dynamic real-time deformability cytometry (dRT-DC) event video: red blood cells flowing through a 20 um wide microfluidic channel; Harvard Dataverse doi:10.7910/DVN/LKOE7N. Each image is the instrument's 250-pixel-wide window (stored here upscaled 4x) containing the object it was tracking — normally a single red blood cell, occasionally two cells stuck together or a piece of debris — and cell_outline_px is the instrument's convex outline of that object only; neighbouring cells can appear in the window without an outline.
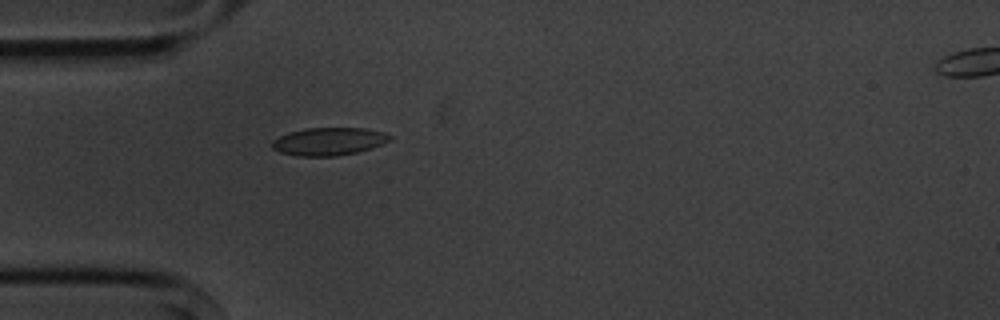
{"species": "common noctule bat (a hibernating species)", "species_latin": "Nyctalus noctula", "temperature_condition": "cold", "stored_images_in_passage": 3, "camera_frame_rate_fps": 3000, "um_per_image_px": 0.085, "animal": {"sex": "male", "body_mass_g": 20.1, "forearm_length_mm": 53.5}, "frame": {"image": 1, "passage_image": 3, "time_ms": 2.333, "image_size_px": [1000, 320], "cell_outline_px": [[392, 140], [372, 148], [356, 152], [336, 156], [296, 156], [280, 152], [272, 148], [272, 140], [288, 132], [304, 128], [364, 128], [384, 132], [392, 136]], "centroid_in_image_um": [27.95, 12.02], "position_along_channel_um": 57.0, "area_um2": 19.19}}